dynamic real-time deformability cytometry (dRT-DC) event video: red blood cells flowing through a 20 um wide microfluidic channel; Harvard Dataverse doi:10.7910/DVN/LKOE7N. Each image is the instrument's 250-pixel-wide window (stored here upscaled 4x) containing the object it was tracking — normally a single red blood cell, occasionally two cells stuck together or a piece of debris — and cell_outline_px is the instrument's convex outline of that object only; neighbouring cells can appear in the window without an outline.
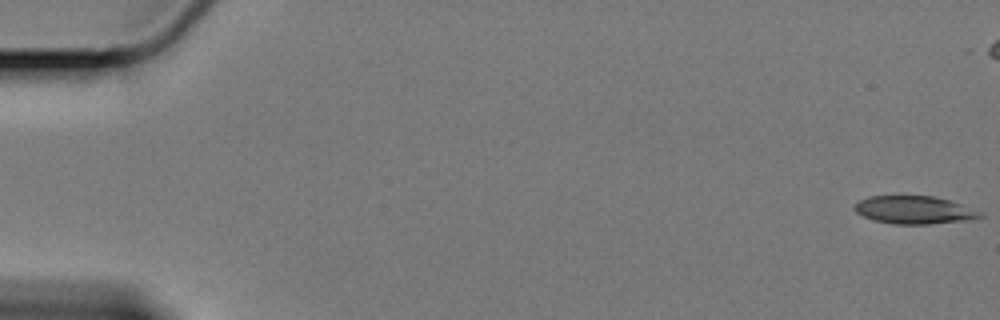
{"species": "Egyptian fruit bat (a non-hibernating species)", "species_latin": "Rousettus aegyptiacus", "temperature_condition": "cold", "stored_images_in_passage": 53, "camera_frame_rate_fps": 3000, "um_per_image_px": 0.085, "animal": {"sex": "female"}, "frame": {"image": 1, "passage_image": 1, "time_ms": 0.0, "image_size_px": [1000, 320], "cell_outline_px": [[984, 216], [972, 220], [928, 224], [896, 224], [876, 220], [864, 216], [856, 212], [852, 208], [860, 200], [868, 196], [932, 196], [948, 200], [960, 204], [980, 212]], "centroid_in_image_um": [77.71, 17.85], "position_along_channel_um": 7.3, "area_um2": 20.17}}
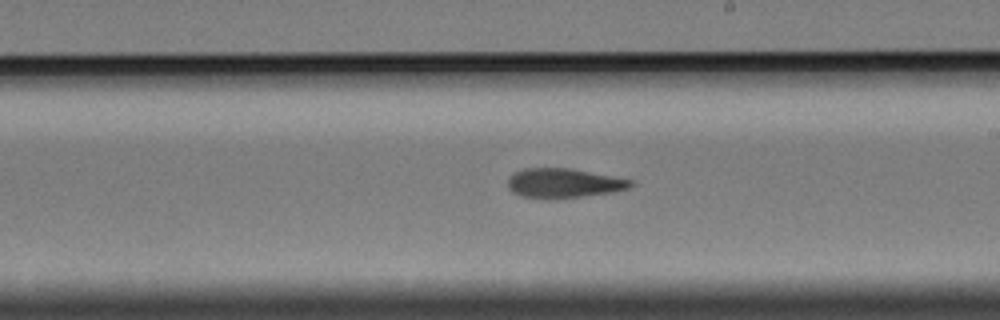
{"frame": {"image": 2, "passage_image": 35, "time_ms": 11.333, "image_size_px": [1000, 320], "cell_outline_px": [[636, 184], [628, 188], [612, 192], [552, 200], [520, 196], [512, 192], [508, 188], [508, 180], [516, 172], [524, 168], [568, 168], [636, 180]], "centroid_in_image_um": [47.94, 15.58], "position_along_channel_um": 241.1, "area_um2": 21.27}}
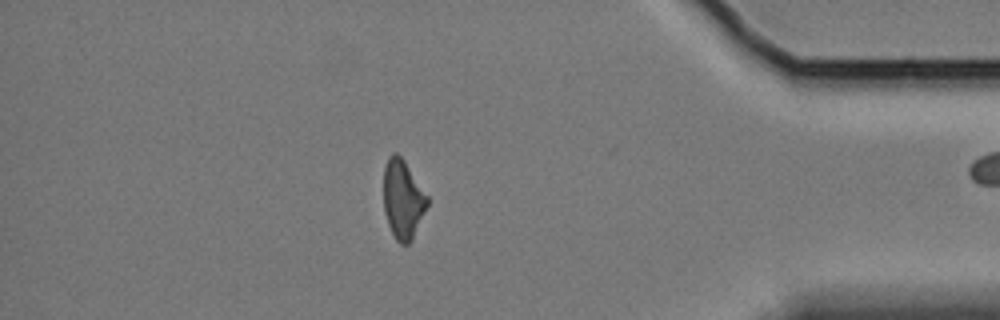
{"frame": {"image": 3, "passage_image": 52, "time_ms": 17.0, "image_size_px": [1000, 320], "cell_outline_px": [[428, 204], [412, 240], [408, 244], [400, 244], [396, 240], [388, 224], [384, 212], [384, 168], [388, 156], [392, 152], [396, 152], [404, 160], [428, 196]], "centroid_in_image_um": [34.23, 16.93], "position_along_channel_um": 401.0, "area_um2": 20.06}}